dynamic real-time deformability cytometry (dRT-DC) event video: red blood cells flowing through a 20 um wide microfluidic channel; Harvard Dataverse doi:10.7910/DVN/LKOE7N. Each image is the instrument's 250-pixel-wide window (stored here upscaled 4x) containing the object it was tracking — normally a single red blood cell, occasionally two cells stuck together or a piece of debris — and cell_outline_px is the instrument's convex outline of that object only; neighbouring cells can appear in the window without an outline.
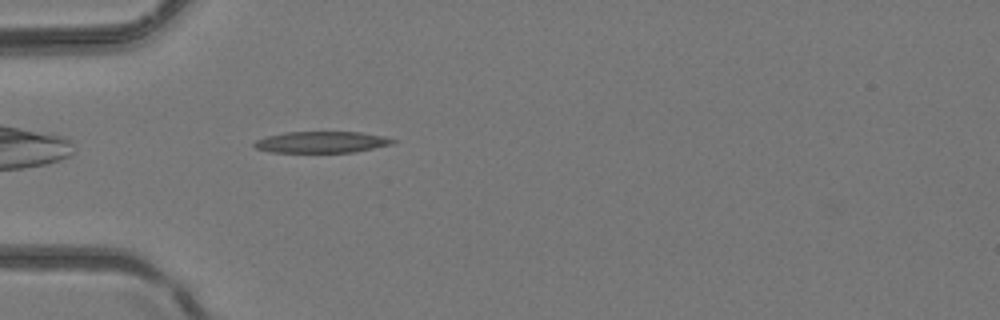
{"species": "common noctule bat (a hibernating species)", "species_latin": "Nyctalus noctula", "temperature_condition": "room temperature", "stored_images_in_passage": 2, "camera_frame_rate_fps": 3000, "um_per_image_px": 0.085, "animal": {"sex": "female", "body_mass_g": 24.6, "forearm_length_mm": 56.2}, "frame": {"image": 1, "passage_image": 2, "time_ms": 0.333, "image_size_px": [1000, 320], "cell_outline_px": [[396, 140], [392, 144], [356, 152], [268, 152], [256, 148], [252, 144], [256, 140], [264, 136], [284, 132], [360, 132], [384, 136]], "centroid_in_image_um": [27.3, 12.08], "position_along_channel_um": 57.7, "area_um2": 17.34}}